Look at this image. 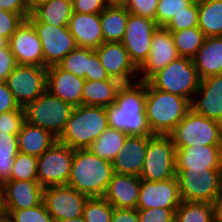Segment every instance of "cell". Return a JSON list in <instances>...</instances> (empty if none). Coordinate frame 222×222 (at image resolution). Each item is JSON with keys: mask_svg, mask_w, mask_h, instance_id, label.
<instances>
[{"mask_svg": "<svg viewBox=\"0 0 222 222\" xmlns=\"http://www.w3.org/2000/svg\"><path fill=\"white\" fill-rule=\"evenodd\" d=\"M114 175L112 162L98 157L90 150H74L67 186L88 198L103 197Z\"/></svg>", "mask_w": 222, "mask_h": 222, "instance_id": "obj_2", "label": "cell"}, {"mask_svg": "<svg viewBox=\"0 0 222 222\" xmlns=\"http://www.w3.org/2000/svg\"><path fill=\"white\" fill-rule=\"evenodd\" d=\"M17 137L19 152L37 158L57 141V138L50 132L26 121L23 123Z\"/></svg>", "mask_w": 222, "mask_h": 222, "instance_id": "obj_28", "label": "cell"}, {"mask_svg": "<svg viewBox=\"0 0 222 222\" xmlns=\"http://www.w3.org/2000/svg\"><path fill=\"white\" fill-rule=\"evenodd\" d=\"M209 1L210 0H190L191 3L196 4V5H200Z\"/></svg>", "mask_w": 222, "mask_h": 222, "instance_id": "obj_57", "label": "cell"}, {"mask_svg": "<svg viewBox=\"0 0 222 222\" xmlns=\"http://www.w3.org/2000/svg\"><path fill=\"white\" fill-rule=\"evenodd\" d=\"M4 184V182L1 180V178H0V185H3Z\"/></svg>", "mask_w": 222, "mask_h": 222, "instance_id": "obj_60", "label": "cell"}, {"mask_svg": "<svg viewBox=\"0 0 222 222\" xmlns=\"http://www.w3.org/2000/svg\"><path fill=\"white\" fill-rule=\"evenodd\" d=\"M87 199L86 195L67 185L43 189L42 202L54 222L81 217Z\"/></svg>", "mask_w": 222, "mask_h": 222, "instance_id": "obj_12", "label": "cell"}, {"mask_svg": "<svg viewBox=\"0 0 222 222\" xmlns=\"http://www.w3.org/2000/svg\"><path fill=\"white\" fill-rule=\"evenodd\" d=\"M0 213H5L4 187L0 185Z\"/></svg>", "mask_w": 222, "mask_h": 222, "instance_id": "obj_54", "label": "cell"}, {"mask_svg": "<svg viewBox=\"0 0 222 222\" xmlns=\"http://www.w3.org/2000/svg\"><path fill=\"white\" fill-rule=\"evenodd\" d=\"M84 83L85 79L61 69L58 65L47 67L46 90L74 107L82 105Z\"/></svg>", "mask_w": 222, "mask_h": 222, "instance_id": "obj_21", "label": "cell"}, {"mask_svg": "<svg viewBox=\"0 0 222 222\" xmlns=\"http://www.w3.org/2000/svg\"><path fill=\"white\" fill-rule=\"evenodd\" d=\"M95 51L111 78L121 83L138 81L135 79L138 77V69L131 62L122 42H103Z\"/></svg>", "mask_w": 222, "mask_h": 222, "instance_id": "obj_18", "label": "cell"}, {"mask_svg": "<svg viewBox=\"0 0 222 222\" xmlns=\"http://www.w3.org/2000/svg\"><path fill=\"white\" fill-rule=\"evenodd\" d=\"M0 9L18 13L24 20L30 15L25 0H0Z\"/></svg>", "mask_w": 222, "mask_h": 222, "instance_id": "obj_49", "label": "cell"}, {"mask_svg": "<svg viewBox=\"0 0 222 222\" xmlns=\"http://www.w3.org/2000/svg\"><path fill=\"white\" fill-rule=\"evenodd\" d=\"M5 214L8 222H54L43 202L27 209L5 210Z\"/></svg>", "mask_w": 222, "mask_h": 222, "instance_id": "obj_39", "label": "cell"}, {"mask_svg": "<svg viewBox=\"0 0 222 222\" xmlns=\"http://www.w3.org/2000/svg\"><path fill=\"white\" fill-rule=\"evenodd\" d=\"M114 207L104 197L88 198L83 207L85 222H111Z\"/></svg>", "mask_w": 222, "mask_h": 222, "instance_id": "obj_37", "label": "cell"}, {"mask_svg": "<svg viewBox=\"0 0 222 222\" xmlns=\"http://www.w3.org/2000/svg\"><path fill=\"white\" fill-rule=\"evenodd\" d=\"M191 109L188 99L158 90L146 81L145 112L153 135H169Z\"/></svg>", "mask_w": 222, "mask_h": 222, "instance_id": "obj_3", "label": "cell"}, {"mask_svg": "<svg viewBox=\"0 0 222 222\" xmlns=\"http://www.w3.org/2000/svg\"><path fill=\"white\" fill-rule=\"evenodd\" d=\"M23 20L24 19L18 13L0 9V36L9 41L10 37Z\"/></svg>", "mask_w": 222, "mask_h": 222, "instance_id": "obj_45", "label": "cell"}, {"mask_svg": "<svg viewBox=\"0 0 222 222\" xmlns=\"http://www.w3.org/2000/svg\"><path fill=\"white\" fill-rule=\"evenodd\" d=\"M176 222H214L210 202L182 201L175 211Z\"/></svg>", "mask_w": 222, "mask_h": 222, "instance_id": "obj_35", "label": "cell"}, {"mask_svg": "<svg viewBox=\"0 0 222 222\" xmlns=\"http://www.w3.org/2000/svg\"><path fill=\"white\" fill-rule=\"evenodd\" d=\"M222 146L194 145L176 148L175 169H221Z\"/></svg>", "mask_w": 222, "mask_h": 222, "instance_id": "obj_24", "label": "cell"}, {"mask_svg": "<svg viewBox=\"0 0 222 222\" xmlns=\"http://www.w3.org/2000/svg\"><path fill=\"white\" fill-rule=\"evenodd\" d=\"M159 0H129V13L155 20Z\"/></svg>", "mask_w": 222, "mask_h": 222, "instance_id": "obj_44", "label": "cell"}, {"mask_svg": "<svg viewBox=\"0 0 222 222\" xmlns=\"http://www.w3.org/2000/svg\"><path fill=\"white\" fill-rule=\"evenodd\" d=\"M198 28L205 37L222 36V0L198 5Z\"/></svg>", "mask_w": 222, "mask_h": 222, "instance_id": "obj_32", "label": "cell"}, {"mask_svg": "<svg viewBox=\"0 0 222 222\" xmlns=\"http://www.w3.org/2000/svg\"><path fill=\"white\" fill-rule=\"evenodd\" d=\"M170 32L179 56L191 59L196 55L206 38L198 27Z\"/></svg>", "mask_w": 222, "mask_h": 222, "instance_id": "obj_34", "label": "cell"}, {"mask_svg": "<svg viewBox=\"0 0 222 222\" xmlns=\"http://www.w3.org/2000/svg\"><path fill=\"white\" fill-rule=\"evenodd\" d=\"M5 83L20 107H25L46 91L47 67L17 64Z\"/></svg>", "mask_w": 222, "mask_h": 222, "instance_id": "obj_11", "label": "cell"}, {"mask_svg": "<svg viewBox=\"0 0 222 222\" xmlns=\"http://www.w3.org/2000/svg\"><path fill=\"white\" fill-rule=\"evenodd\" d=\"M16 64L44 67L42 44L33 24L25 19L9 39Z\"/></svg>", "mask_w": 222, "mask_h": 222, "instance_id": "obj_17", "label": "cell"}, {"mask_svg": "<svg viewBox=\"0 0 222 222\" xmlns=\"http://www.w3.org/2000/svg\"><path fill=\"white\" fill-rule=\"evenodd\" d=\"M73 13L72 0H50L29 16L31 23H46L56 27L68 26Z\"/></svg>", "mask_w": 222, "mask_h": 222, "instance_id": "obj_29", "label": "cell"}, {"mask_svg": "<svg viewBox=\"0 0 222 222\" xmlns=\"http://www.w3.org/2000/svg\"><path fill=\"white\" fill-rule=\"evenodd\" d=\"M182 202L177 176L163 181L141 180L136 209L176 210Z\"/></svg>", "mask_w": 222, "mask_h": 222, "instance_id": "obj_16", "label": "cell"}, {"mask_svg": "<svg viewBox=\"0 0 222 222\" xmlns=\"http://www.w3.org/2000/svg\"><path fill=\"white\" fill-rule=\"evenodd\" d=\"M16 65L9 44L5 48H0V82H5Z\"/></svg>", "mask_w": 222, "mask_h": 222, "instance_id": "obj_47", "label": "cell"}, {"mask_svg": "<svg viewBox=\"0 0 222 222\" xmlns=\"http://www.w3.org/2000/svg\"><path fill=\"white\" fill-rule=\"evenodd\" d=\"M119 80H85L82 92V105L108 107L114 103L119 87Z\"/></svg>", "mask_w": 222, "mask_h": 222, "instance_id": "obj_30", "label": "cell"}, {"mask_svg": "<svg viewBox=\"0 0 222 222\" xmlns=\"http://www.w3.org/2000/svg\"><path fill=\"white\" fill-rule=\"evenodd\" d=\"M0 222H8V217L5 213H0Z\"/></svg>", "mask_w": 222, "mask_h": 222, "instance_id": "obj_58", "label": "cell"}, {"mask_svg": "<svg viewBox=\"0 0 222 222\" xmlns=\"http://www.w3.org/2000/svg\"><path fill=\"white\" fill-rule=\"evenodd\" d=\"M148 82L158 90L182 96L192 103L200 78L193 60L179 57L155 73Z\"/></svg>", "mask_w": 222, "mask_h": 222, "instance_id": "obj_5", "label": "cell"}, {"mask_svg": "<svg viewBox=\"0 0 222 222\" xmlns=\"http://www.w3.org/2000/svg\"><path fill=\"white\" fill-rule=\"evenodd\" d=\"M175 162L176 148L169 135L148 136V147L139 178L146 181L174 178Z\"/></svg>", "mask_w": 222, "mask_h": 222, "instance_id": "obj_8", "label": "cell"}, {"mask_svg": "<svg viewBox=\"0 0 222 222\" xmlns=\"http://www.w3.org/2000/svg\"><path fill=\"white\" fill-rule=\"evenodd\" d=\"M8 40L0 36V48H5L8 45Z\"/></svg>", "mask_w": 222, "mask_h": 222, "instance_id": "obj_56", "label": "cell"}, {"mask_svg": "<svg viewBox=\"0 0 222 222\" xmlns=\"http://www.w3.org/2000/svg\"><path fill=\"white\" fill-rule=\"evenodd\" d=\"M146 82L123 83L114 103L105 108L110 128L128 136H153L146 112Z\"/></svg>", "mask_w": 222, "mask_h": 222, "instance_id": "obj_1", "label": "cell"}, {"mask_svg": "<svg viewBox=\"0 0 222 222\" xmlns=\"http://www.w3.org/2000/svg\"><path fill=\"white\" fill-rule=\"evenodd\" d=\"M60 222H85L83 217H78V218H73V219H68V220H62Z\"/></svg>", "mask_w": 222, "mask_h": 222, "instance_id": "obj_55", "label": "cell"}, {"mask_svg": "<svg viewBox=\"0 0 222 222\" xmlns=\"http://www.w3.org/2000/svg\"><path fill=\"white\" fill-rule=\"evenodd\" d=\"M140 222H172L175 211L165 208L137 209Z\"/></svg>", "mask_w": 222, "mask_h": 222, "instance_id": "obj_43", "label": "cell"}, {"mask_svg": "<svg viewBox=\"0 0 222 222\" xmlns=\"http://www.w3.org/2000/svg\"><path fill=\"white\" fill-rule=\"evenodd\" d=\"M221 188H222V166H221Z\"/></svg>", "mask_w": 222, "mask_h": 222, "instance_id": "obj_59", "label": "cell"}, {"mask_svg": "<svg viewBox=\"0 0 222 222\" xmlns=\"http://www.w3.org/2000/svg\"><path fill=\"white\" fill-rule=\"evenodd\" d=\"M157 27L155 20L132 13L128 15L122 44L137 69L150 53L152 35Z\"/></svg>", "mask_w": 222, "mask_h": 222, "instance_id": "obj_13", "label": "cell"}, {"mask_svg": "<svg viewBox=\"0 0 222 222\" xmlns=\"http://www.w3.org/2000/svg\"><path fill=\"white\" fill-rule=\"evenodd\" d=\"M73 12L100 14L107 6L105 0H72Z\"/></svg>", "mask_w": 222, "mask_h": 222, "instance_id": "obj_46", "label": "cell"}, {"mask_svg": "<svg viewBox=\"0 0 222 222\" xmlns=\"http://www.w3.org/2000/svg\"><path fill=\"white\" fill-rule=\"evenodd\" d=\"M127 136L122 131L108 127L87 149L98 157L113 162L117 153L123 149Z\"/></svg>", "mask_w": 222, "mask_h": 222, "instance_id": "obj_33", "label": "cell"}, {"mask_svg": "<svg viewBox=\"0 0 222 222\" xmlns=\"http://www.w3.org/2000/svg\"><path fill=\"white\" fill-rule=\"evenodd\" d=\"M165 27L169 31L198 27V5L191 3L183 11L174 15Z\"/></svg>", "mask_w": 222, "mask_h": 222, "instance_id": "obj_41", "label": "cell"}, {"mask_svg": "<svg viewBox=\"0 0 222 222\" xmlns=\"http://www.w3.org/2000/svg\"><path fill=\"white\" fill-rule=\"evenodd\" d=\"M18 153L17 135L0 132V178L3 182L10 179L13 160Z\"/></svg>", "mask_w": 222, "mask_h": 222, "instance_id": "obj_36", "label": "cell"}, {"mask_svg": "<svg viewBox=\"0 0 222 222\" xmlns=\"http://www.w3.org/2000/svg\"><path fill=\"white\" fill-rule=\"evenodd\" d=\"M214 222H222V191L212 202Z\"/></svg>", "mask_w": 222, "mask_h": 222, "instance_id": "obj_51", "label": "cell"}, {"mask_svg": "<svg viewBox=\"0 0 222 222\" xmlns=\"http://www.w3.org/2000/svg\"><path fill=\"white\" fill-rule=\"evenodd\" d=\"M182 201L212 203L222 191L221 169H175Z\"/></svg>", "mask_w": 222, "mask_h": 222, "instance_id": "obj_9", "label": "cell"}, {"mask_svg": "<svg viewBox=\"0 0 222 222\" xmlns=\"http://www.w3.org/2000/svg\"><path fill=\"white\" fill-rule=\"evenodd\" d=\"M140 187L139 177L114 173L103 197L114 208L136 209Z\"/></svg>", "mask_w": 222, "mask_h": 222, "instance_id": "obj_25", "label": "cell"}, {"mask_svg": "<svg viewBox=\"0 0 222 222\" xmlns=\"http://www.w3.org/2000/svg\"><path fill=\"white\" fill-rule=\"evenodd\" d=\"M192 60L200 80L222 74V36L206 37Z\"/></svg>", "mask_w": 222, "mask_h": 222, "instance_id": "obj_27", "label": "cell"}, {"mask_svg": "<svg viewBox=\"0 0 222 222\" xmlns=\"http://www.w3.org/2000/svg\"><path fill=\"white\" fill-rule=\"evenodd\" d=\"M42 44L44 67L57 65L77 45L68 26L32 23Z\"/></svg>", "mask_w": 222, "mask_h": 222, "instance_id": "obj_15", "label": "cell"}, {"mask_svg": "<svg viewBox=\"0 0 222 222\" xmlns=\"http://www.w3.org/2000/svg\"><path fill=\"white\" fill-rule=\"evenodd\" d=\"M20 108L21 107L16 102L14 95L9 90L6 83L0 82V114L18 110Z\"/></svg>", "mask_w": 222, "mask_h": 222, "instance_id": "obj_48", "label": "cell"}, {"mask_svg": "<svg viewBox=\"0 0 222 222\" xmlns=\"http://www.w3.org/2000/svg\"><path fill=\"white\" fill-rule=\"evenodd\" d=\"M68 28L77 47L96 49L104 42L100 14L73 12Z\"/></svg>", "mask_w": 222, "mask_h": 222, "instance_id": "obj_26", "label": "cell"}, {"mask_svg": "<svg viewBox=\"0 0 222 222\" xmlns=\"http://www.w3.org/2000/svg\"><path fill=\"white\" fill-rule=\"evenodd\" d=\"M9 180L38 181L37 157L19 152L13 160Z\"/></svg>", "mask_w": 222, "mask_h": 222, "instance_id": "obj_38", "label": "cell"}, {"mask_svg": "<svg viewBox=\"0 0 222 222\" xmlns=\"http://www.w3.org/2000/svg\"><path fill=\"white\" fill-rule=\"evenodd\" d=\"M50 0H25L29 13L31 14L35 9L41 5L49 2Z\"/></svg>", "mask_w": 222, "mask_h": 222, "instance_id": "obj_52", "label": "cell"}, {"mask_svg": "<svg viewBox=\"0 0 222 222\" xmlns=\"http://www.w3.org/2000/svg\"><path fill=\"white\" fill-rule=\"evenodd\" d=\"M129 0H105L107 7L127 8Z\"/></svg>", "mask_w": 222, "mask_h": 222, "instance_id": "obj_53", "label": "cell"}, {"mask_svg": "<svg viewBox=\"0 0 222 222\" xmlns=\"http://www.w3.org/2000/svg\"><path fill=\"white\" fill-rule=\"evenodd\" d=\"M112 162L114 173L139 177L148 147V136H127Z\"/></svg>", "mask_w": 222, "mask_h": 222, "instance_id": "obj_23", "label": "cell"}, {"mask_svg": "<svg viewBox=\"0 0 222 222\" xmlns=\"http://www.w3.org/2000/svg\"><path fill=\"white\" fill-rule=\"evenodd\" d=\"M74 106L47 90L24 107L25 121L50 132L57 139L63 132Z\"/></svg>", "mask_w": 222, "mask_h": 222, "instance_id": "obj_6", "label": "cell"}, {"mask_svg": "<svg viewBox=\"0 0 222 222\" xmlns=\"http://www.w3.org/2000/svg\"><path fill=\"white\" fill-rule=\"evenodd\" d=\"M61 69L71 72L85 80L103 81L117 80L111 78L102 66L95 49L76 47L58 64Z\"/></svg>", "mask_w": 222, "mask_h": 222, "instance_id": "obj_19", "label": "cell"}, {"mask_svg": "<svg viewBox=\"0 0 222 222\" xmlns=\"http://www.w3.org/2000/svg\"><path fill=\"white\" fill-rule=\"evenodd\" d=\"M111 222H140L137 209L114 208Z\"/></svg>", "mask_w": 222, "mask_h": 222, "instance_id": "obj_50", "label": "cell"}, {"mask_svg": "<svg viewBox=\"0 0 222 222\" xmlns=\"http://www.w3.org/2000/svg\"><path fill=\"white\" fill-rule=\"evenodd\" d=\"M25 122L24 108L0 114V132L18 135Z\"/></svg>", "mask_w": 222, "mask_h": 222, "instance_id": "obj_42", "label": "cell"}, {"mask_svg": "<svg viewBox=\"0 0 222 222\" xmlns=\"http://www.w3.org/2000/svg\"><path fill=\"white\" fill-rule=\"evenodd\" d=\"M3 187L5 210L27 209L42 203L44 188L38 181L7 180Z\"/></svg>", "mask_w": 222, "mask_h": 222, "instance_id": "obj_22", "label": "cell"}, {"mask_svg": "<svg viewBox=\"0 0 222 222\" xmlns=\"http://www.w3.org/2000/svg\"><path fill=\"white\" fill-rule=\"evenodd\" d=\"M74 149L56 141L37 158V179L44 188L67 185L70 175Z\"/></svg>", "mask_w": 222, "mask_h": 222, "instance_id": "obj_10", "label": "cell"}, {"mask_svg": "<svg viewBox=\"0 0 222 222\" xmlns=\"http://www.w3.org/2000/svg\"><path fill=\"white\" fill-rule=\"evenodd\" d=\"M129 11L126 8L106 7L100 13L104 42H122Z\"/></svg>", "mask_w": 222, "mask_h": 222, "instance_id": "obj_31", "label": "cell"}, {"mask_svg": "<svg viewBox=\"0 0 222 222\" xmlns=\"http://www.w3.org/2000/svg\"><path fill=\"white\" fill-rule=\"evenodd\" d=\"M175 148L188 146H222L221 123L191 109L169 134Z\"/></svg>", "mask_w": 222, "mask_h": 222, "instance_id": "obj_7", "label": "cell"}, {"mask_svg": "<svg viewBox=\"0 0 222 222\" xmlns=\"http://www.w3.org/2000/svg\"><path fill=\"white\" fill-rule=\"evenodd\" d=\"M108 127L105 107L75 106L57 141L74 150L86 149Z\"/></svg>", "mask_w": 222, "mask_h": 222, "instance_id": "obj_4", "label": "cell"}, {"mask_svg": "<svg viewBox=\"0 0 222 222\" xmlns=\"http://www.w3.org/2000/svg\"><path fill=\"white\" fill-rule=\"evenodd\" d=\"M150 47V53L138 68L139 81H148L155 73L180 57L171 32L164 26H158L154 30Z\"/></svg>", "mask_w": 222, "mask_h": 222, "instance_id": "obj_14", "label": "cell"}, {"mask_svg": "<svg viewBox=\"0 0 222 222\" xmlns=\"http://www.w3.org/2000/svg\"><path fill=\"white\" fill-rule=\"evenodd\" d=\"M191 107L199 115L222 122V74L200 80Z\"/></svg>", "mask_w": 222, "mask_h": 222, "instance_id": "obj_20", "label": "cell"}, {"mask_svg": "<svg viewBox=\"0 0 222 222\" xmlns=\"http://www.w3.org/2000/svg\"><path fill=\"white\" fill-rule=\"evenodd\" d=\"M190 4V0H159L155 16L157 26L165 27L174 15Z\"/></svg>", "mask_w": 222, "mask_h": 222, "instance_id": "obj_40", "label": "cell"}]
</instances>
